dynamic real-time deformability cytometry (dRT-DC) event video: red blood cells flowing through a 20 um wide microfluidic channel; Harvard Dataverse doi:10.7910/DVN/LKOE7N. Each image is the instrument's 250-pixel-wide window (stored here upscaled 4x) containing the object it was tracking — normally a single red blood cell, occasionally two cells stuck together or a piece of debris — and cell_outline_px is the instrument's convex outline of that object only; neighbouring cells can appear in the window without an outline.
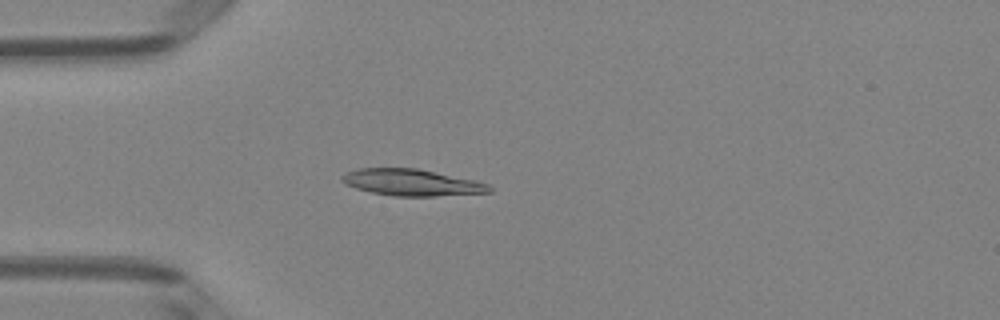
{"species": "Egyptian fruit bat (a non-hibernating species)", "species_latin": "Rousettus aegyptiacus", "temperature_condition": "room temperature", "stored_images_in_passage": 49, "camera_frame_rate_fps": 3000, "um_per_image_px": 0.085, "animal": {"sex": "female"}, "frame": {"image": 1, "passage_image": 15, "time_ms": 4.667, "image_size_px": [1000, 320], "cell_outline_px": [[472, 192], [380, 192], [364, 188], [376, 168], [400, 168], [428, 172], [452, 180]], "centroid_in_image_um": [34.91, 15.45], "position_along_channel_um": 50.1, "area_um2": 13.24}}
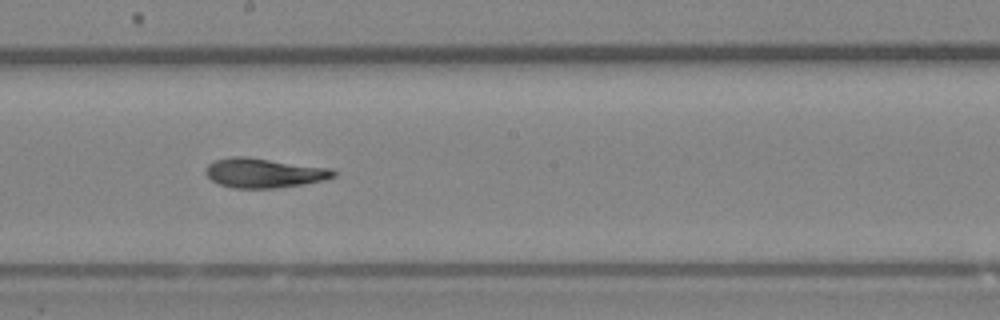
{"frame": {"image": 2, "passage_image": 29, "time_ms": 9.333, "image_size_px": [1000, 320], "cell_outline_px": [[332, 172], [328, 176], [312, 180], [284, 184], [232, 184], [220, 180], [212, 176], [212, 168], [232, 160], [260, 160]], "centroid_in_image_um": [22.47, 14.69], "position_along_channel_um": 225.7, "area_um2": 15.2}}
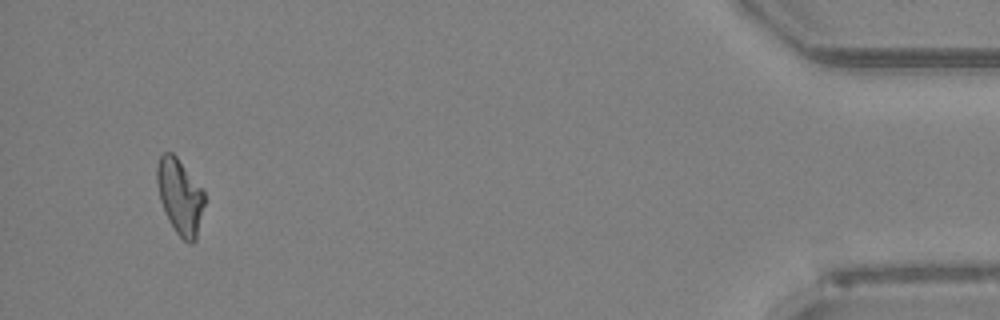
{"frame": {"image": 3, "passage_image": 49, "time_ms": 16.0, "image_size_px": [1000, 320], "cell_outline_px": [[204, 200], [196, 224], [192, 232], [184, 224], [160, 188], [160, 164], [172, 156], [176, 160], [204, 196]], "centroid_in_image_um": [15.39, 16.34], "position_along_channel_um": 419.8, "area_um2": 13.29}}